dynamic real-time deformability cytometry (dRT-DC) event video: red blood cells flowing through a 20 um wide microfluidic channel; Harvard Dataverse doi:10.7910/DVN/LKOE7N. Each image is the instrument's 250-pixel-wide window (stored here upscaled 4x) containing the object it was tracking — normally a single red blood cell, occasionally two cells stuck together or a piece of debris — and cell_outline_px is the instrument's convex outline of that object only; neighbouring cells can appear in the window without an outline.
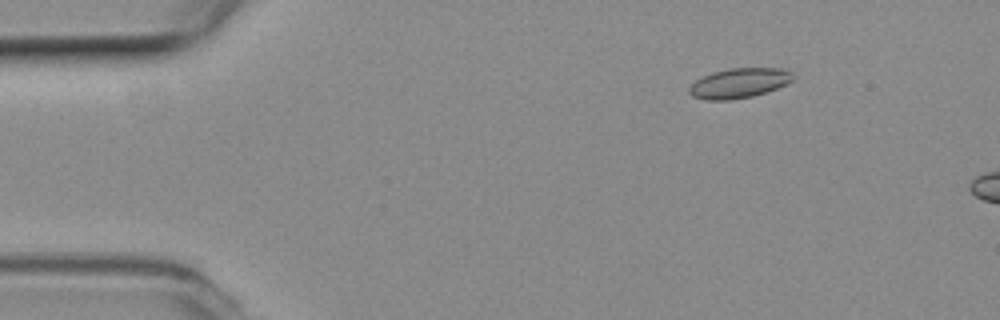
{"species": "common noctule bat (a hibernating species)", "species_latin": "Nyctalus noctula", "temperature_condition": "room temperature", "stored_images_in_passage": 13, "camera_frame_rate_fps": 3000, "um_per_image_px": 0.085, "animal": {"sex": "female", "body_mass_g": 19.3, "forearm_length_mm": 54.1}, "frame": {"image": 1, "passage_image": 8, "time_ms": 2.333, "image_size_px": [1000, 320], "cell_outline_px": [[796, 76], [792, 80], [776, 88], [752, 96], [728, 100], [704, 100], [692, 96], [688, 92], [688, 88], [696, 80], [712, 72], [728, 68], [780, 68], [792, 72]], "centroid_in_image_um": [62.8, 7.06], "position_along_channel_um": 22.2, "area_um2": 17.98}}